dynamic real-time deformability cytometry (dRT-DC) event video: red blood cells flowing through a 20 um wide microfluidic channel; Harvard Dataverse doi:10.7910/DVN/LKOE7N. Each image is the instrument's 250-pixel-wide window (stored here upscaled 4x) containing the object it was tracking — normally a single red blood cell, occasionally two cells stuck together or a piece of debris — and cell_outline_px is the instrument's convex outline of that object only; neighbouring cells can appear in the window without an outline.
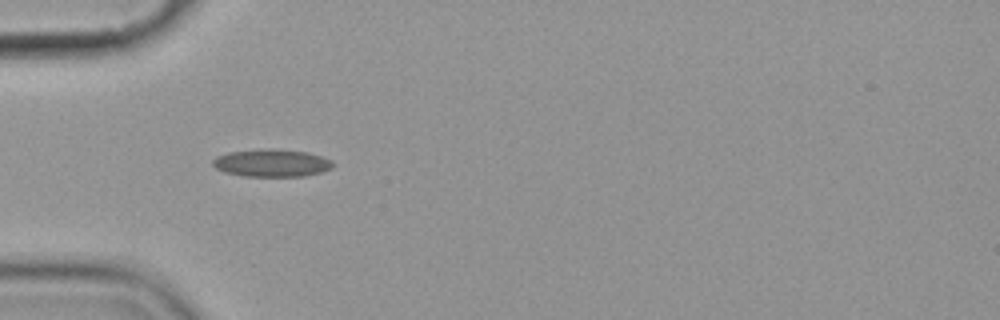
{"species": "common noctule bat (a hibernating species)", "species_latin": "Nyctalus noctula", "temperature_condition": "cold", "stored_images_in_passage": 4, "camera_frame_rate_fps": 3000, "um_per_image_px": 0.085, "animal": {"sex": "female", "body_mass_g": 19.9}, "frame": {"image": 1, "passage_image": 3, "time_ms": 2.667, "image_size_px": [1000, 320], "cell_outline_px": [[336, 164], [332, 168], [320, 172], [304, 176], [244, 176], [224, 172], [216, 168], [212, 164], [212, 160], [216, 156], [228, 152], [268, 148], [272, 148], [308, 152], [332, 160]], "centroid_in_image_um": [23.1, 13.85], "position_along_channel_um": 61.9, "area_um2": 19.42}}
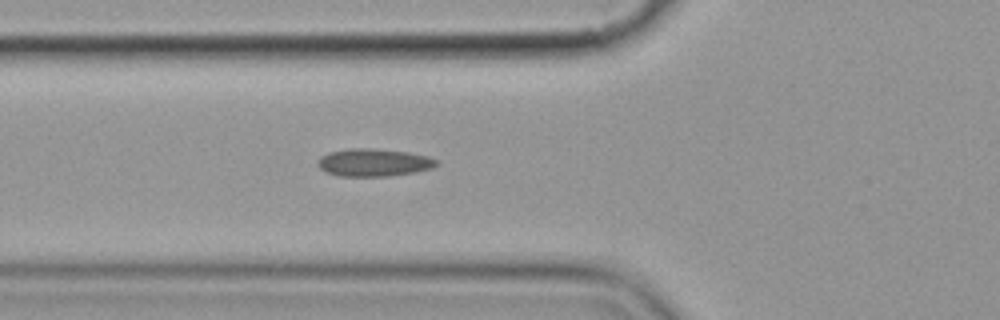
{"frame": {"image": 2, "passage_image": 4, "time_ms": 3.667, "image_size_px": [1000, 320], "cell_outline_px": [[440, 164], [432, 168], [412, 172], [388, 176], [340, 176], [324, 172], [316, 164], [320, 156], [328, 152], [348, 148], [372, 148], [408, 152], [428, 156], [436, 160]], "centroid_in_image_um": [31.72, 13.8], "position_along_channel_um": 94.1, "area_um2": 19.25}}